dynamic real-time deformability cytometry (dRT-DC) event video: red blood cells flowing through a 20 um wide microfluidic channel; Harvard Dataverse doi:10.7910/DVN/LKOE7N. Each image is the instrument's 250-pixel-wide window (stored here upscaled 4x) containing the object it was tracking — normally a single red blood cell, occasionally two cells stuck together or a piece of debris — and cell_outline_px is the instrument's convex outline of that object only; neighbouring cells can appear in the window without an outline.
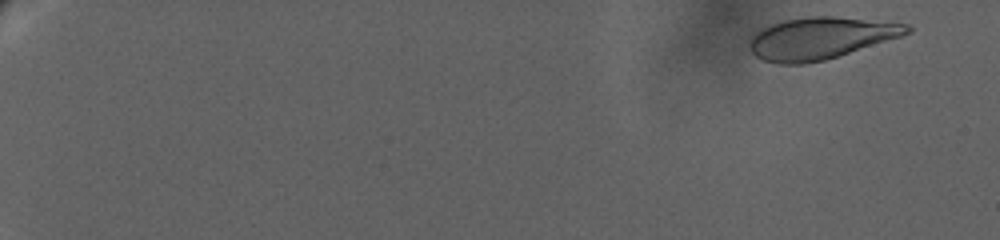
{"species": "human", "species_latin": "Homo sapiens", "temperature_condition": "warm", "stored_images_in_passage": 73, "camera_frame_rate_fps": 3000, "um_per_image_px": 0.085, "donor": {"sex": "female"}, "frame": {"image": 1, "passage_image": 6, "time_ms": 1.333, "image_size_px": [1000, 240], "cell_outline_px": [[912, 32], [900, 36], [824, 60], [804, 64], [780, 64], [764, 60], [756, 56], [752, 52], [748, 44], [752, 36], [756, 32], [772, 24], [784, 20], [808, 16], [836, 16], [908, 24], [912, 28]], "centroid_in_image_um": [69.73, 3.24], "position_along_channel_um": 15.3, "area_um2": 38.03}}
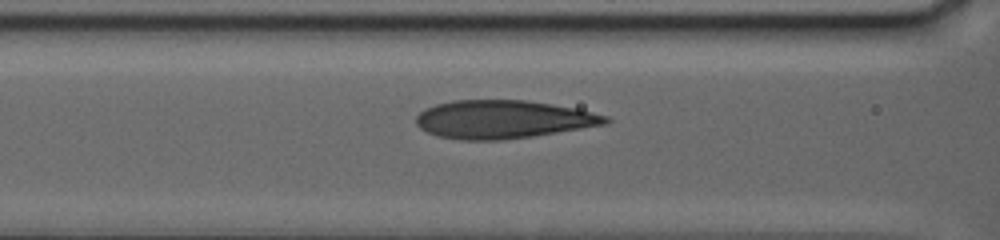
{"frame": {"image": 2, "passage_image": 42, "time_ms": 12.667, "image_size_px": [1000, 240], "cell_outline_px": [[612, 120], [608, 124], [532, 136], [500, 140], [460, 140], [436, 136], [420, 128], [416, 124], [416, 116], [424, 108], [436, 104], [452, 100], [524, 100], [552, 104], [576, 108], [608, 116]], "centroid_in_image_um": [42.75, 10.14], "position_along_channel_um": 123.9, "area_um2": 42.31}}
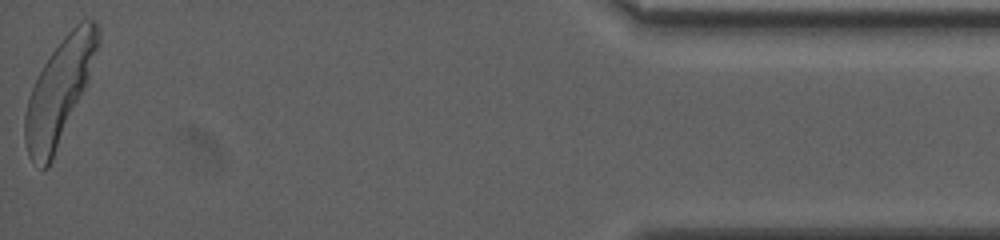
{"frame": {"image": 3, "passage_image": 72, "time_ms": 25.667, "image_size_px": [1000, 240], "cell_outline_px": [[100, 40], [88, 80], [52, 160], [48, 168], [40, 168], [28, 156], [24, 140], [24, 116], [28, 100], [32, 88], [44, 64], [52, 52], [64, 36], [80, 20], [96, 20], [100, 28]], "centroid_in_image_um": [5.04, 7.75], "position_along_channel_um": 430.2, "area_um2": 43.35}}